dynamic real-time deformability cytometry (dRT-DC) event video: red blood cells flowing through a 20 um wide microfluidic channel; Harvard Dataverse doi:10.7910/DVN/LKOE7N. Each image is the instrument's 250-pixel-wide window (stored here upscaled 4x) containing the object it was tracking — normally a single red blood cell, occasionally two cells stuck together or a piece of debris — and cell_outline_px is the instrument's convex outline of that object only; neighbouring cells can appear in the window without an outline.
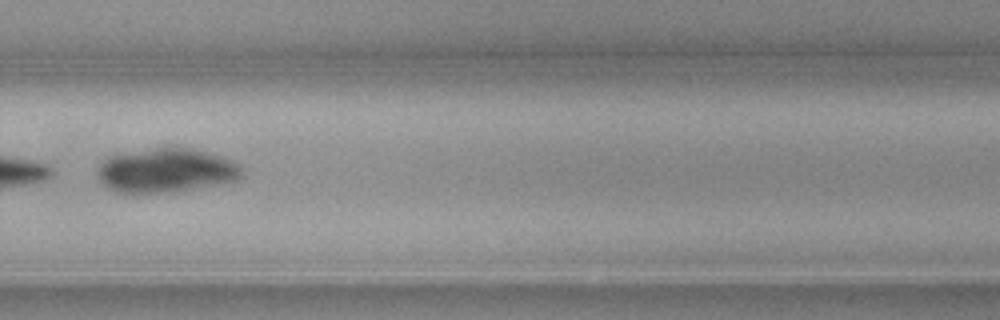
{"species": "common noctule bat (a hibernating species)", "species_latin": "Nyctalus noctula", "temperature_condition": "cold", "stored_images_in_passage": 11, "camera_frame_rate_fps": 3000, "um_per_image_px": 0.085, "animal": {"sex": "female", "body_mass_g": 19.3, "forearm_length_mm": 54.1}, "frame": {"image": 1, "passage_image": 10, "time_ms": 3.0, "image_size_px": [1000, 320], "cell_outline_px": [[240, 176], [236, 180], [164, 192], [116, 192], [104, 184], [100, 180], [100, 164], [108, 156], [156, 148], [192, 148], [224, 156], [236, 164], [240, 168]], "centroid_in_image_um": [14.1, 14.46], "position_along_channel_um": 315.7, "area_um2": 35.78}}
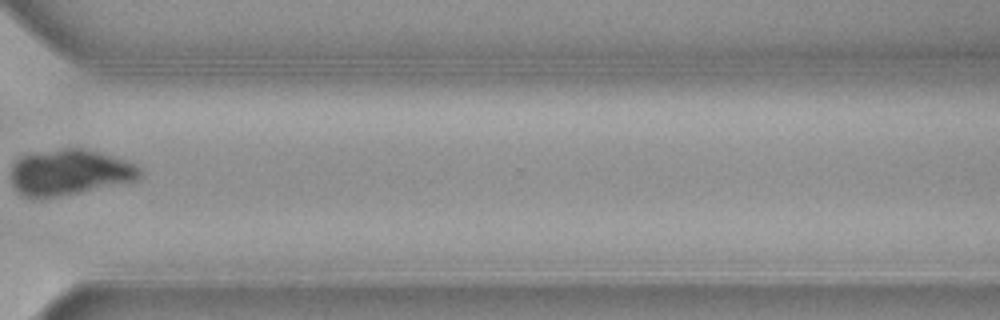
{"frame": {"image": 2, "passage_image": 11, "time_ms": 3.333, "image_size_px": [1000, 320], "cell_outline_px": [[140, 176], [136, 180], [80, 192], [60, 196], [20, 196], [16, 192], [12, 184], [12, 164], [20, 156], [32, 152], [60, 148], [84, 148], [100, 152], [128, 160], [136, 164], [140, 168]], "centroid_in_image_um": [5.89, 14.61], "position_along_channel_um": 364.7, "area_um2": 34.45}}